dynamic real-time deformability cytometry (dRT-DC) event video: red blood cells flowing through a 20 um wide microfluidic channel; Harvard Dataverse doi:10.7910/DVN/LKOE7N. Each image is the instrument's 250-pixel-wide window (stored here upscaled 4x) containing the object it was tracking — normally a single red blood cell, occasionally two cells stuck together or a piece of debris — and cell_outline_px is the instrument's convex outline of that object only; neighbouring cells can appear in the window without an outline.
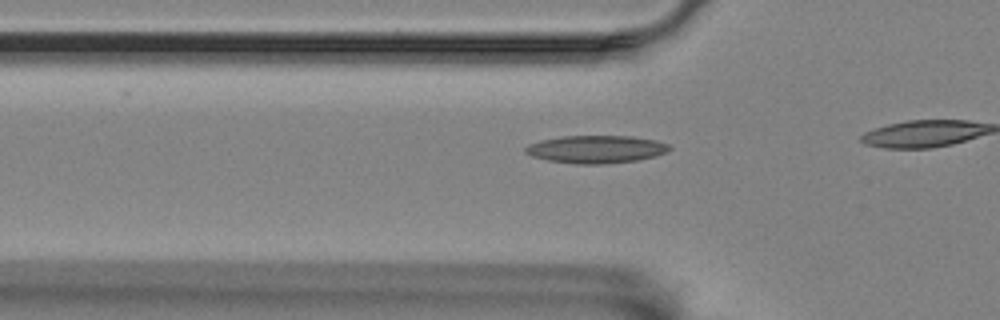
{"species": "Egyptian fruit bat (a non-hibernating species)", "species_latin": "Rousettus aegyptiacus", "temperature_condition": "room temperature", "stored_images_in_passage": 20, "camera_frame_rate_fps": 3000, "um_per_image_px": 0.085, "animal": {"sex": "female"}, "frame": {"image": 1, "passage_image": 15, "time_ms": 4.667, "image_size_px": [1000, 320], "cell_outline_px": [[672, 148], [668, 152], [656, 156], [640, 160], [604, 164], [576, 164], [548, 160], [532, 156], [524, 152], [524, 148], [528, 144], [540, 140], [560, 136], [632, 136], [656, 140], [668, 144]], "centroid_in_image_um": [50.68, 12.68], "position_along_channel_um": 75.1, "area_um2": 23.52}}